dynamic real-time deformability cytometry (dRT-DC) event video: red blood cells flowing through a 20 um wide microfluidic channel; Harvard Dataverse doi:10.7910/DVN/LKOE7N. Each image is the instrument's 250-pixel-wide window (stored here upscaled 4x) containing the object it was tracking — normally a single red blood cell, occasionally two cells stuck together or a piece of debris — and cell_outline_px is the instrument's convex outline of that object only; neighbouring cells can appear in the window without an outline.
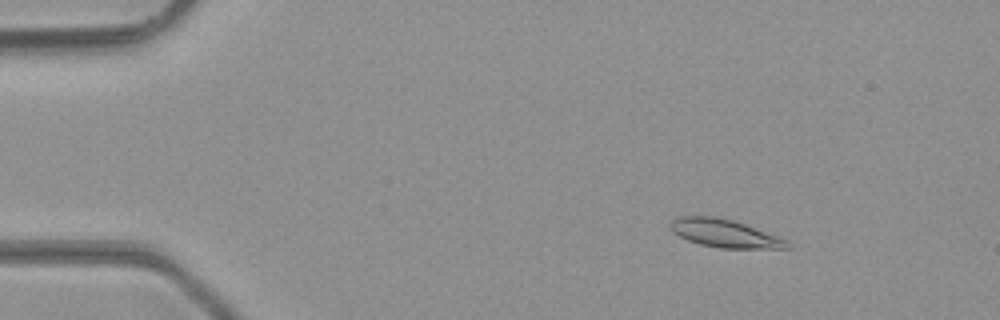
{"species": "common noctule bat (a hibernating species)", "species_latin": "Nyctalus noctula", "temperature_condition": "room temperature", "stored_images_in_passage": 45, "camera_frame_rate_fps": 3000, "um_per_image_px": 0.085, "animal": {"sex": "male", "body_mass_g": 23.1, "forearm_length_mm": 52.7}, "frame": {"image": 1, "passage_image": 4, "time_ms": 1.0, "image_size_px": [1000, 320], "cell_outline_px": [[792, 248], [720, 248], [700, 244], [688, 240], [672, 232], [668, 228], [668, 224], [676, 216], [716, 216], [732, 220], [744, 224], [788, 240], [792, 244]], "centroid_in_image_um": [61.56, 19.83], "position_along_channel_um": 23.4, "area_um2": 19.13}}
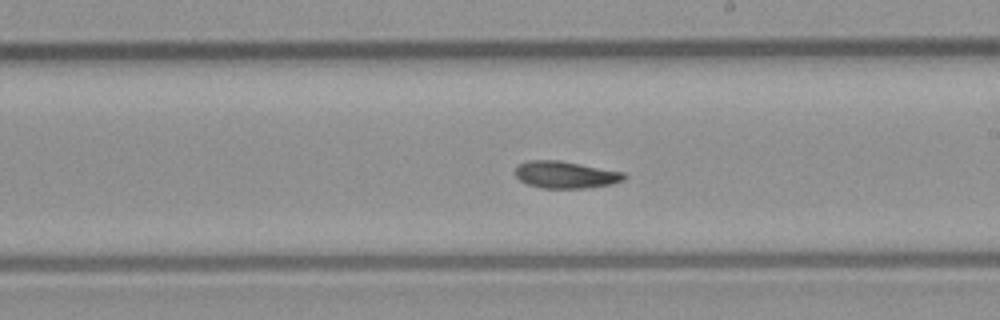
{"frame": {"image": 2, "passage_image": 25, "time_ms": 8.0, "image_size_px": [1000, 320], "cell_outline_px": [[628, 176], [624, 180], [612, 184], [588, 188], [540, 188], [528, 184], [520, 180], [512, 172], [516, 164], [528, 160], [560, 160], [624, 172]], "centroid_in_image_um": [48.04, 14.84], "position_along_channel_um": 241.0, "area_um2": 17.51}}
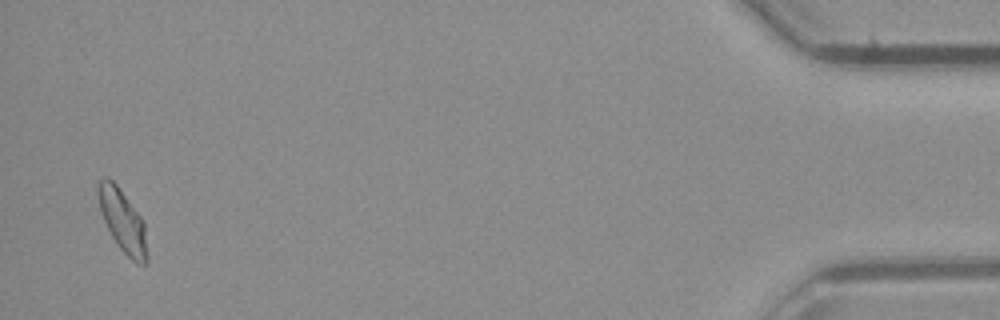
{"frame": {"image": 3, "passage_image": 44, "time_ms": 14.333, "image_size_px": [1000, 320], "cell_outline_px": [[148, 260], [144, 264], [136, 264], [120, 248], [112, 236], [100, 212], [96, 192], [96, 184], [104, 176], [108, 176], [116, 184], [144, 220], [148, 256]], "centroid_in_image_um": [10.41, 18.74], "position_along_channel_um": 424.8, "area_um2": 18.03}, "authors_computed_cell_mechanics": {"area_um2": 17.4556, "velocity_mm_per_s": 4.3129, "shape_relaxation_time_tau1_ms": 5.4417, "shape_relaxation_time_tau2_ms": 2.7866, "deformation_change_tau1": 0.1575, "deformation_change_tau2": 0.061}}